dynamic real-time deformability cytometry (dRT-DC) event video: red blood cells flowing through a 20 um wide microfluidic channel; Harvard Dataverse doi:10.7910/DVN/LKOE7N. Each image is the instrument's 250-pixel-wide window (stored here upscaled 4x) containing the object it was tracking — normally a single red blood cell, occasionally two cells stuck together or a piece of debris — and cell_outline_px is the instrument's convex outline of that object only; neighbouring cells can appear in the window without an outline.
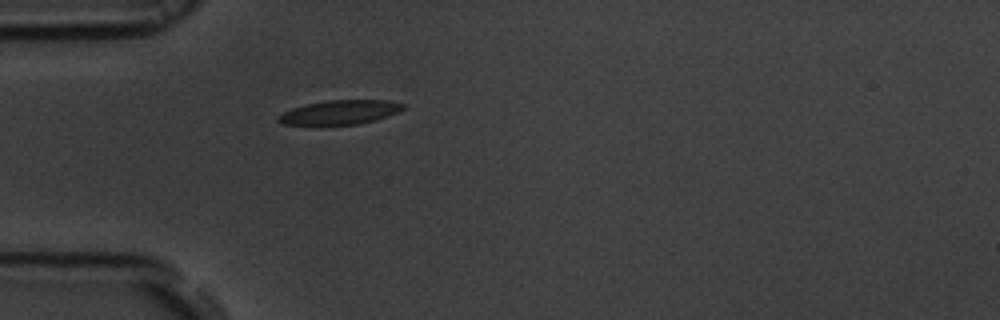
{"species": "common noctule bat (a hibernating species)", "species_latin": "Nyctalus noctula", "temperature_condition": "room temperature", "stored_images_in_passage": 40, "camera_frame_rate_fps": 3000, "um_per_image_px": 0.085, "animal": {"sex": "male", "body_mass_g": 19.5, "forearm_length_mm": 54.6}, "frame": {"image": 1, "passage_image": 1, "time_ms": 0.0, "image_size_px": [1000, 320], "cell_outline_px": [[404, 108], [388, 116], [376, 120], [360, 124], [320, 128], [280, 124], [276, 120], [276, 116], [292, 108], [308, 104], [328, 100], [388, 100], [404, 104]], "centroid_in_image_um": [28.78, 9.61], "position_along_channel_um": 56.2, "area_um2": 18.55}}
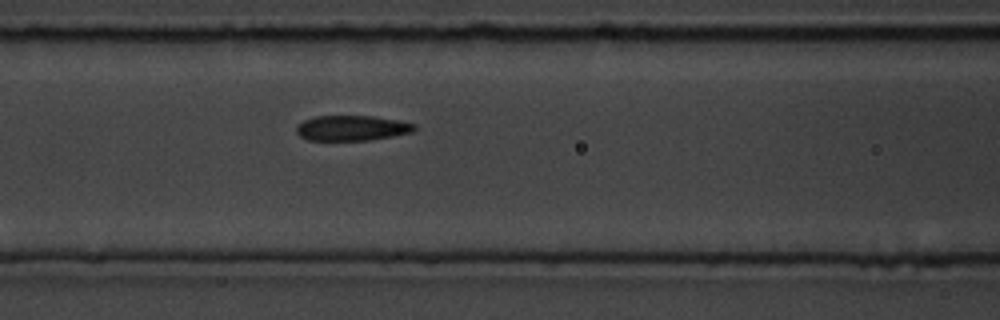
{"frame": {"image": 2, "passage_image": 8, "time_ms": 2.333, "image_size_px": [1000, 320], "cell_outline_px": [[416, 128], [412, 132], [392, 136], [368, 140], [308, 140], [300, 136], [296, 132], [296, 124], [304, 120], [316, 116], [372, 116], [400, 120], [416, 124]], "centroid_in_image_um": [29.9, 10.88], "position_along_channel_um": 136.7, "area_um2": 17.4}}
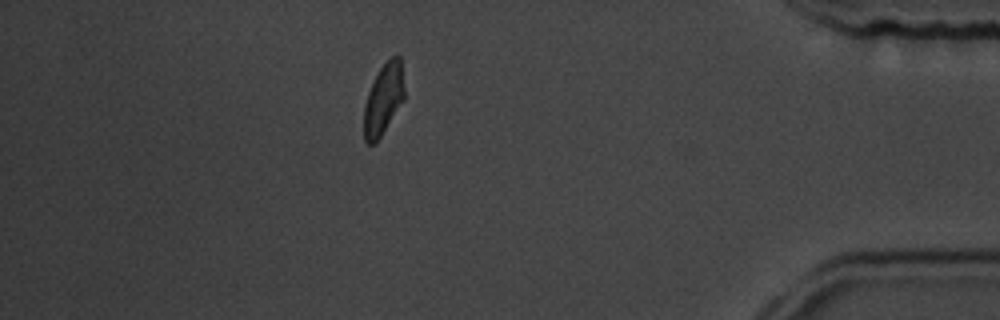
{"frame": {"image": 3, "passage_image": 33, "time_ms": 10.667, "image_size_px": [1000, 320], "cell_outline_px": [[404, 100], [380, 136], [372, 144], [368, 144], [364, 140], [364, 104], [368, 92], [380, 68], [392, 56], [400, 56], [404, 92]], "centroid_in_image_um": [32.58, 8.43], "position_along_channel_um": 402.6, "area_um2": 16.3}, "authors_computed_cell_mechanics": {"area_um2": 17.8602, "velocity_mm_per_s": 3.7109, "shape_relaxation_time_tau1_ms": 5.5071, "shape_relaxation_time_tau2_ms": 2.5924, "deformation_change_tau1": 0.1548, "deformation_change_tau2": 0.0756}}